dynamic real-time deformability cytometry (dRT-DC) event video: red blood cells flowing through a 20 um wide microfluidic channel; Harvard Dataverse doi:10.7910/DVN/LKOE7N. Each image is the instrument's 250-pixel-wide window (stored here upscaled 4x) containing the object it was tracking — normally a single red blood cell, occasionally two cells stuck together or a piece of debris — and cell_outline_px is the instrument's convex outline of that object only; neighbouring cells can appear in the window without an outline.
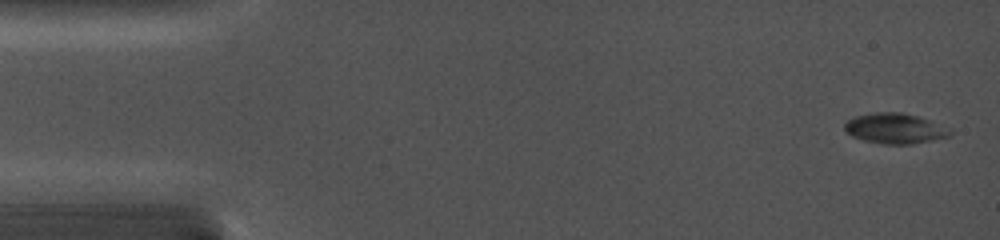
{"species": "common noctule bat (a hibernating species)", "species_latin": "Nyctalus noctula", "temperature_condition": "cold", "stored_images_in_passage": 6, "camera_frame_rate_fps": 5000, "um_per_image_px": 0.085, "animal": {"sex": "female", "body_mass_g": 19.0, "forearm_length_mm": 56.7}, "frame": {"image": 1, "passage_image": 1, "time_ms": 0.0, "image_size_px": [1000, 240], "cell_outline_px": [[952, 136], [908, 144], [884, 144], [864, 140], [852, 136], [844, 128], [844, 124], [848, 120], [856, 116], [872, 112], [900, 112], [916, 116], [952, 128]], "centroid_in_image_um": [76.09, 10.91], "position_along_channel_um": 8.9, "area_um2": 18.5}}
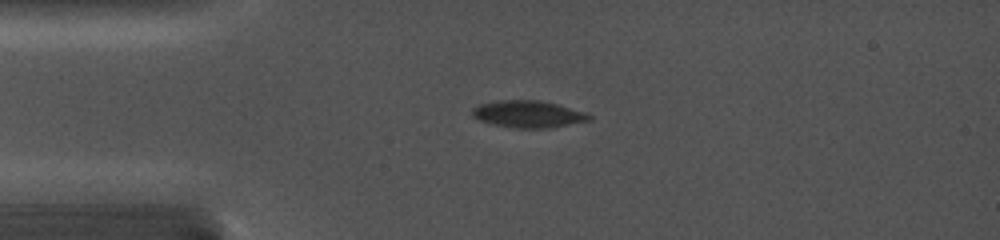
{"frame": {"image": 2, "passage_image": 5, "time_ms": 3.4, "image_size_px": [1000, 240], "cell_outline_px": [[592, 120], [552, 128], [516, 128], [496, 124], [480, 120], [472, 116], [472, 108], [480, 104], [500, 100], [540, 100], [588, 112], [592, 116]], "centroid_in_image_um": [44.96, 9.7], "position_along_channel_um": 40.0, "area_um2": 18.44}}